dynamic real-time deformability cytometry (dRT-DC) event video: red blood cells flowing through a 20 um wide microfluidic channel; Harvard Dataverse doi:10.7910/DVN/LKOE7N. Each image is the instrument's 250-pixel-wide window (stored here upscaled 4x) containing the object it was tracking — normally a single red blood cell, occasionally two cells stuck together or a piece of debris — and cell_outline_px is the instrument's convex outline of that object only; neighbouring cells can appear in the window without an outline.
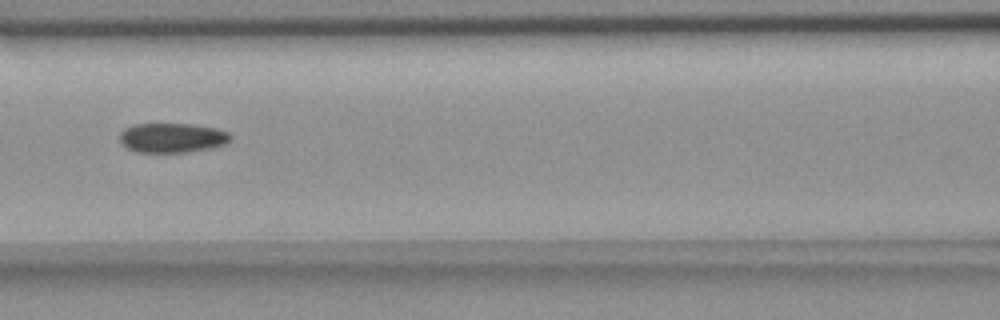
{"species": "common noctule bat (a hibernating species)", "species_latin": "Nyctalus noctula", "temperature_condition": "room temperature", "stored_images_in_passage": 13, "camera_frame_rate_fps": 3000, "um_per_image_px": 0.085, "animal": {"sex": "female", "body_mass_g": 18.4}, "frame": {"image": 1, "passage_image": 6, "time_ms": 6.667, "image_size_px": [1000, 320], "cell_outline_px": [[232, 140], [224, 144], [208, 148], [188, 152], [136, 152], [120, 144], [120, 132], [124, 128], [136, 124], [192, 124], [216, 128], [228, 132], [232, 136]], "centroid_in_image_um": [14.62, 11.71], "position_along_channel_um": 152.0, "area_um2": 19.13}}
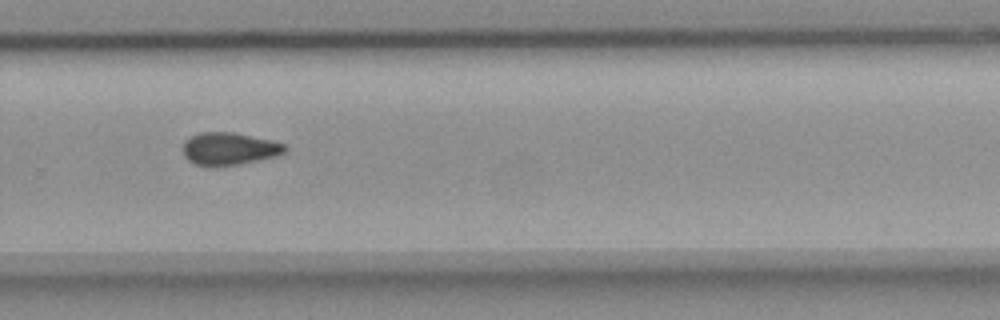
{"frame": {"image": 2, "passage_image": 10, "time_ms": 11.0, "image_size_px": [1000, 320], "cell_outline_px": [[288, 148], [280, 156], [260, 160], [216, 168], [208, 168], [192, 164], [184, 156], [184, 144], [192, 136], [200, 132], [236, 132], [272, 140], [284, 144]], "centroid_in_image_um": [19.5, 12.67], "position_along_channel_um": 310.3, "area_um2": 19.83}}
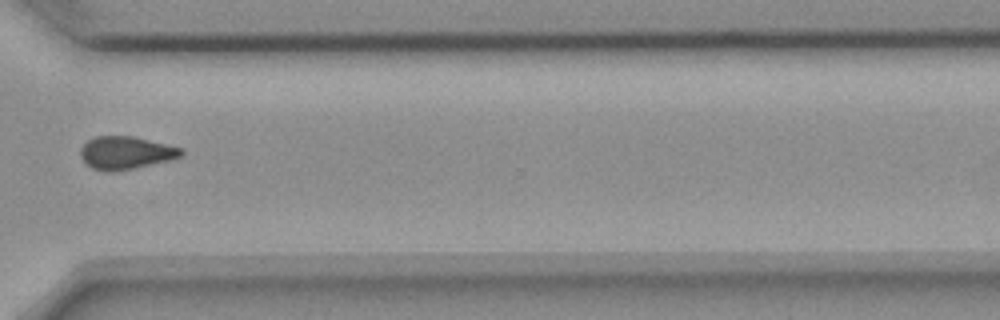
{"frame": {"image": 3, "passage_image": 11, "time_ms": 12.333, "image_size_px": [1000, 320], "cell_outline_px": [[184, 152], [180, 156], [172, 160], [112, 172], [104, 172], [92, 168], [84, 164], [80, 156], [80, 148], [88, 140], [96, 136], [132, 136], [184, 148]], "centroid_in_image_um": [10.67, 12.99], "position_along_channel_um": 359.9, "area_um2": 19.42}, "authors_computed_cell_mechanics": {"area_um2": 19.4208, "velocity_mm_per_s": 3.6477, "shape_relaxation_time_tau1_ms": 3.6201, "shape_relaxation_time_tau2_ms": 7.6488, "deformation_change_tau1": 0.1936, "deformation_change_tau2": 0.1163}}